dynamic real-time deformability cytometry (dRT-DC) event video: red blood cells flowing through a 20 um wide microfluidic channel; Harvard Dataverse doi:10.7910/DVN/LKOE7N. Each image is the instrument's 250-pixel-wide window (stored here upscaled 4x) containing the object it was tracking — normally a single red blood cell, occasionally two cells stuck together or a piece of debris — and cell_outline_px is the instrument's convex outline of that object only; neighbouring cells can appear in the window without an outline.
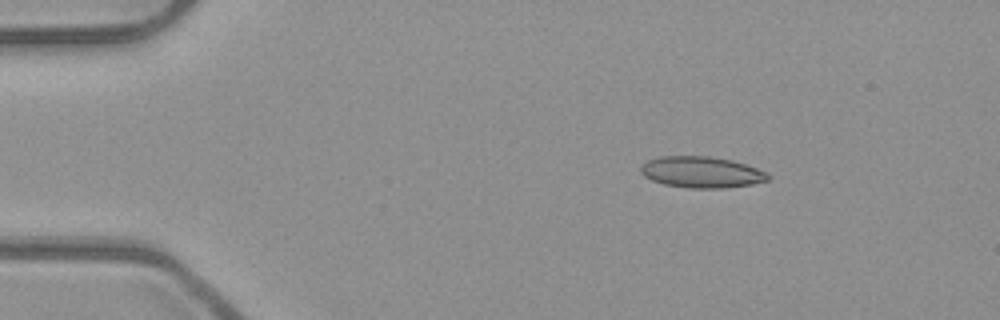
{"species": "common noctule bat (a hibernating species)", "species_latin": "Nyctalus noctula", "temperature_condition": "room temperature", "stored_images_in_passage": 4, "camera_frame_rate_fps": 3000, "um_per_image_px": 0.085, "animal": {"sex": "male", "body_mass_g": 23.1, "forearm_length_mm": 52.7}, "frame": {"image": 1, "passage_image": 2, "time_ms": 0.333, "image_size_px": [1000, 320], "cell_outline_px": [[772, 176], [768, 180], [752, 184], [724, 188], [688, 188], [664, 184], [652, 180], [644, 176], [640, 172], [640, 168], [648, 160], [660, 156], [708, 156], [732, 160], [768, 172]], "centroid_in_image_um": [59.64, 14.63], "position_along_channel_um": 25.4, "area_um2": 23.18}}